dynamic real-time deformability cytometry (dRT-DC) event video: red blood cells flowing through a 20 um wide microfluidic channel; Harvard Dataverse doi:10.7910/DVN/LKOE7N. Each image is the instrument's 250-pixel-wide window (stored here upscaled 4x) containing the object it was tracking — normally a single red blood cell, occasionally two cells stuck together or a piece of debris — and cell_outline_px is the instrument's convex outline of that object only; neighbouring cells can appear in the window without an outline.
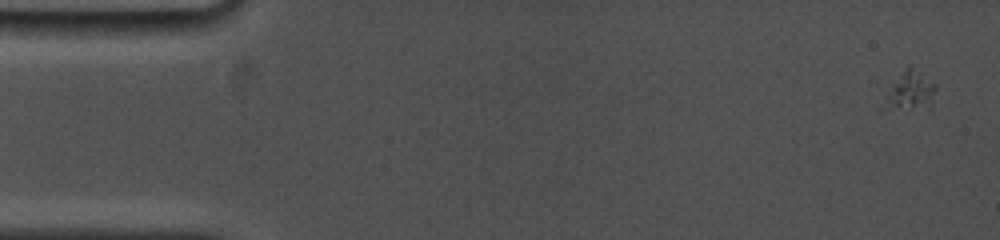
{"species": "common noctule bat (a hibernating species)", "species_latin": "Nyctalus noctula", "temperature_condition": "cold", "stored_images_in_passage": 17, "camera_frame_rate_fps": 5000, "um_per_image_px": 0.085, "animal": {"sex": "female", "body_mass_g": 19.0, "forearm_length_mm": 53.3}, "frame": {"image": 1, "passage_image": 3, "time_ms": 0.6, "image_size_px": [1000, 240], "cell_outline_px": [[936, 88], [932, 108], [888, 104], [888, 96], [892, 84], [908, 68], [912, 68], [936, 84]], "centroid_in_image_um": [77.56, 7.68], "position_along_channel_um": 7.4, "area_um2": 10.0}}
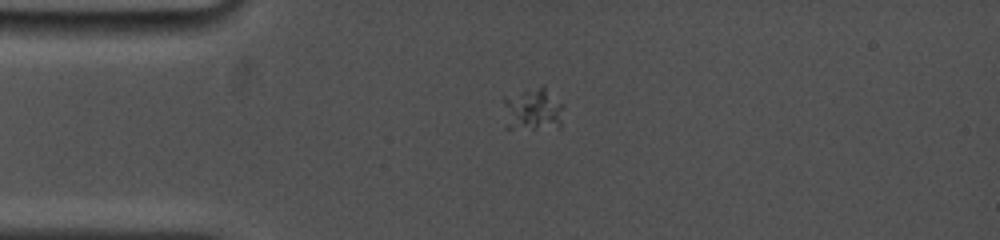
{"frame": {"image": 2, "passage_image": 12, "time_ms": 4.2, "image_size_px": [1000, 240], "cell_outline_px": [[564, 108], [560, 128], [504, 128], [504, 96], [540, 88], [544, 88], [564, 104]], "centroid_in_image_um": [45.3, 9.36], "position_along_channel_um": 39.7, "area_um2": 14.85}}
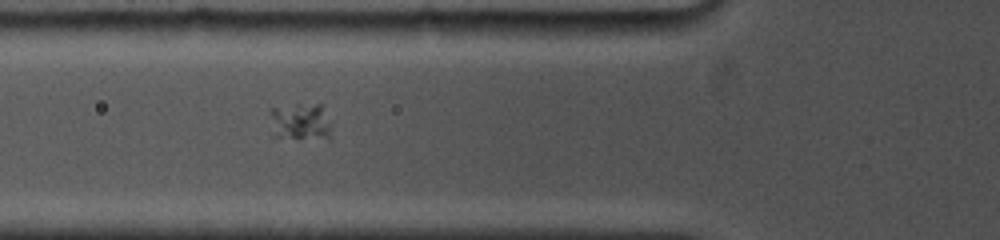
{"frame": {"image": 3, "passage_image": 17, "time_ms": 6.4, "image_size_px": [1000, 240], "cell_outline_px": [[332, 140], [296, 140], [272, 136], [268, 112], [268, 108], [296, 104], [324, 104], [332, 124]], "centroid_in_image_um": [25.58, 10.39], "position_along_channel_um": 100.2, "area_um2": 14.85}}